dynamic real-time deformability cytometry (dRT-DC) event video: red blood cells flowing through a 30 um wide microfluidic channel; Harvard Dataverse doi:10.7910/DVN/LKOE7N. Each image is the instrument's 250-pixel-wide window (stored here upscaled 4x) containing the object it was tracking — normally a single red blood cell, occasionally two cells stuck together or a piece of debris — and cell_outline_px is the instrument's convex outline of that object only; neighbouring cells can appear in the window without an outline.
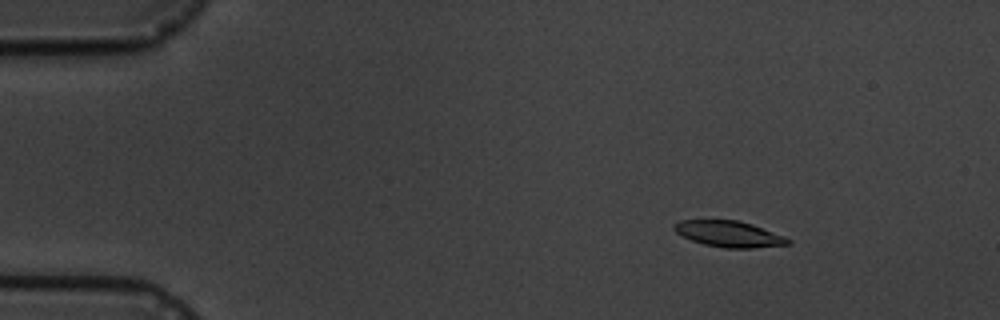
{"species": "common noctule bat (a hibernating species)", "species_latin": "Nyctalus noctula", "temperature_condition": "cold", "stored_images_in_passage": 7, "camera_frame_rate_fps": 3000, "um_per_image_px": 0.085, "animal": {"sex": "male", "body_mass_g": 19.5, "forearm_length_mm": 54.6}, "frame": {"image": 1, "passage_image": 3, "time_ms": 2.333, "image_size_px": [1000, 320], "cell_outline_px": [[792, 244], [752, 248], [724, 248], [704, 244], [692, 240], [676, 232], [672, 228], [672, 224], [680, 220], [736, 220], [752, 224], [784, 236], [792, 240]], "centroid_in_image_um": [61.97, 19.88], "position_along_channel_um": 23.0, "area_um2": 17.28}}
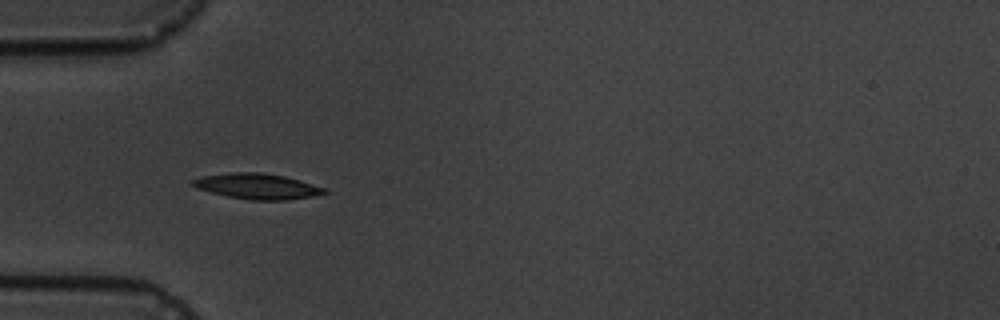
{"frame": {"image": 2, "passage_image": 6, "time_ms": 5.667, "image_size_px": [1000, 320], "cell_outline_px": [[328, 192], [312, 196], [284, 200], [252, 200], [228, 196], [196, 188], [188, 184], [188, 180], [204, 176], [232, 172], [260, 172], [284, 176], [324, 188]], "centroid_in_image_um": [21.78, 15.82], "position_along_channel_um": 63.2, "area_um2": 19.36}}
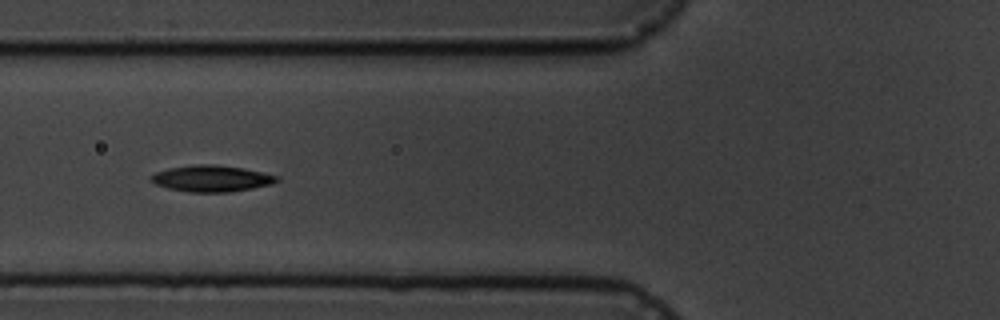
{"frame": {"image": 3, "passage_image": 7, "time_ms": 7.0, "image_size_px": [1000, 320], "cell_outline_px": [[280, 180], [272, 184], [252, 188], [228, 192], [188, 192], [168, 188], [156, 184], [148, 180], [148, 176], [156, 172], [168, 168], [192, 164], [216, 164], [244, 168], [280, 176]], "centroid_in_image_um": [17.96, 15.16], "position_along_channel_um": 107.8, "area_um2": 19.59}}